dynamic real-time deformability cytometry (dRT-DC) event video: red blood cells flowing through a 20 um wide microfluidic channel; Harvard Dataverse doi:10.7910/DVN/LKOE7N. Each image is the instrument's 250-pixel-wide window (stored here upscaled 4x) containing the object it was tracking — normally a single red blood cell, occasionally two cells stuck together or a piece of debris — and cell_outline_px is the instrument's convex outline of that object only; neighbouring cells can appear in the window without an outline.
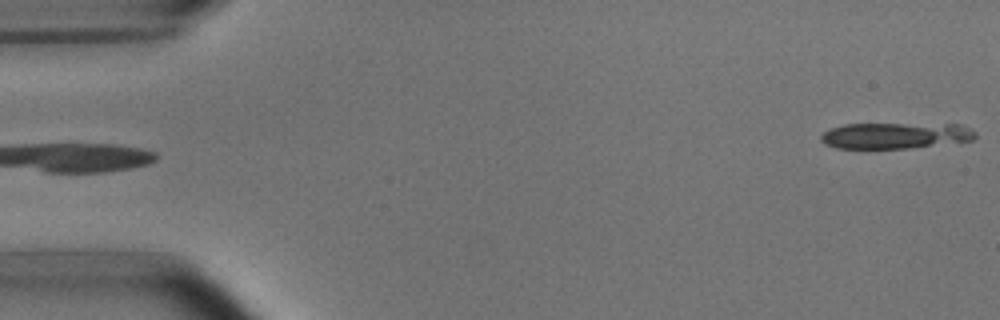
{"species": "common noctule bat (a hibernating species)", "species_latin": "Nyctalus noctula", "temperature_condition": "room temperature", "stored_images_in_passage": 5, "camera_frame_rate_fps": 3000, "um_per_image_px": 0.085, "animal": {"sex": "male", "body_mass_g": 15.6}, "frame": {"image": 1, "passage_image": 1, "time_ms": 0.0, "image_size_px": [1000, 320], "cell_outline_px": [[976, 136], [972, 140], [960, 144], [908, 148], [836, 148], [824, 144], [820, 140], [820, 136], [824, 132], [832, 128], [844, 124], [960, 124], [976, 132]], "centroid_in_image_um": [76.18, 11.54], "position_along_channel_um": 8.8, "area_um2": 23.87}}